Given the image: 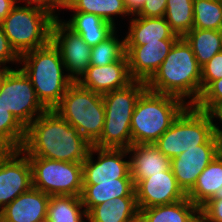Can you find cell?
Instances as JSON below:
<instances>
[{"instance_id":"11","label":"cell","mask_w":222,"mask_h":222,"mask_svg":"<svg viewBox=\"0 0 222 222\" xmlns=\"http://www.w3.org/2000/svg\"><path fill=\"white\" fill-rule=\"evenodd\" d=\"M97 153V160H94ZM127 149L98 148L91 146L87 158L82 162L83 184L116 181V179H132L130 159Z\"/></svg>"},{"instance_id":"34","label":"cell","mask_w":222,"mask_h":222,"mask_svg":"<svg viewBox=\"0 0 222 222\" xmlns=\"http://www.w3.org/2000/svg\"><path fill=\"white\" fill-rule=\"evenodd\" d=\"M222 102V78L213 81L195 103L198 110L207 112L214 104Z\"/></svg>"},{"instance_id":"35","label":"cell","mask_w":222,"mask_h":222,"mask_svg":"<svg viewBox=\"0 0 222 222\" xmlns=\"http://www.w3.org/2000/svg\"><path fill=\"white\" fill-rule=\"evenodd\" d=\"M201 222H222V199H210L200 208Z\"/></svg>"},{"instance_id":"36","label":"cell","mask_w":222,"mask_h":222,"mask_svg":"<svg viewBox=\"0 0 222 222\" xmlns=\"http://www.w3.org/2000/svg\"><path fill=\"white\" fill-rule=\"evenodd\" d=\"M20 61V56L15 52V50L10 45L3 28L0 24V65L6 66V64L12 62L13 64Z\"/></svg>"},{"instance_id":"10","label":"cell","mask_w":222,"mask_h":222,"mask_svg":"<svg viewBox=\"0 0 222 222\" xmlns=\"http://www.w3.org/2000/svg\"><path fill=\"white\" fill-rule=\"evenodd\" d=\"M16 68H11L4 77L0 89V105L27 128L47 109L37 98L31 80L20 68Z\"/></svg>"},{"instance_id":"24","label":"cell","mask_w":222,"mask_h":222,"mask_svg":"<svg viewBox=\"0 0 222 222\" xmlns=\"http://www.w3.org/2000/svg\"><path fill=\"white\" fill-rule=\"evenodd\" d=\"M140 210L136 197H116L94 206L88 213V222H139Z\"/></svg>"},{"instance_id":"33","label":"cell","mask_w":222,"mask_h":222,"mask_svg":"<svg viewBox=\"0 0 222 222\" xmlns=\"http://www.w3.org/2000/svg\"><path fill=\"white\" fill-rule=\"evenodd\" d=\"M222 78V51L201 67V94L215 80Z\"/></svg>"},{"instance_id":"27","label":"cell","mask_w":222,"mask_h":222,"mask_svg":"<svg viewBox=\"0 0 222 222\" xmlns=\"http://www.w3.org/2000/svg\"><path fill=\"white\" fill-rule=\"evenodd\" d=\"M85 219L87 213L80 196H50L47 205L48 222H86Z\"/></svg>"},{"instance_id":"17","label":"cell","mask_w":222,"mask_h":222,"mask_svg":"<svg viewBox=\"0 0 222 222\" xmlns=\"http://www.w3.org/2000/svg\"><path fill=\"white\" fill-rule=\"evenodd\" d=\"M134 80L130 76L128 58L105 66L90 65L77 83L88 90L104 95L127 87Z\"/></svg>"},{"instance_id":"22","label":"cell","mask_w":222,"mask_h":222,"mask_svg":"<svg viewBox=\"0 0 222 222\" xmlns=\"http://www.w3.org/2000/svg\"><path fill=\"white\" fill-rule=\"evenodd\" d=\"M187 198L199 208L210 199H222V151L198 176Z\"/></svg>"},{"instance_id":"29","label":"cell","mask_w":222,"mask_h":222,"mask_svg":"<svg viewBox=\"0 0 222 222\" xmlns=\"http://www.w3.org/2000/svg\"><path fill=\"white\" fill-rule=\"evenodd\" d=\"M25 136L26 128L0 105V153L21 149Z\"/></svg>"},{"instance_id":"23","label":"cell","mask_w":222,"mask_h":222,"mask_svg":"<svg viewBox=\"0 0 222 222\" xmlns=\"http://www.w3.org/2000/svg\"><path fill=\"white\" fill-rule=\"evenodd\" d=\"M139 210V222H201L200 208L187 197L171 204Z\"/></svg>"},{"instance_id":"19","label":"cell","mask_w":222,"mask_h":222,"mask_svg":"<svg viewBox=\"0 0 222 222\" xmlns=\"http://www.w3.org/2000/svg\"><path fill=\"white\" fill-rule=\"evenodd\" d=\"M130 159V173L134 185L143 178H149L170 167V159L154 144H135L127 149Z\"/></svg>"},{"instance_id":"8","label":"cell","mask_w":222,"mask_h":222,"mask_svg":"<svg viewBox=\"0 0 222 222\" xmlns=\"http://www.w3.org/2000/svg\"><path fill=\"white\" fill-rule=\"evenodd\" d=\"M54 20L40 9L16 4L1 26L12 48L21 56L51 42Z\"/></svg>"},{"instance_id":"15","label":"cell","mask_w":222,"mask_h":222,"mask_svg":"<svg viewBox=\"0 0 222 222\" xmlns=\"http://www.w3.org/2000/svg\"><path fill=\"white\" fill-rule=\"evenodd\" d=\"M135 193L139 209L171 204L187 197L170 167L166 171L140 180L135 185Z\"/></svg>"},{"instance_id":"9","label":"cell","mask_w":222,"mask_h":222,"mask_svg":"<svg viewBox=\"0 0 222 222\" xmlns=\"http://www.w3.org/2000/svg\"><path fill=\"white\" fill-rule=\"evenodd\" d=\"M32 186L49 196H80L83 188L82 163L28 157Z\"/></svg>"},{"instance_id":"6","label":"cell","mask_w":222,"mask_h":222,"mask_svg":"<svg viewBox=\"0 0 222 222\" xmlns=\"http://www.w3.org/2000/svg\"><path fill=\"white\" fill-rule=\"evenodd\" d=\"M53 110L90 144L93 145L100 138L105 122V105L101 94L73 82Z\"/></svg>"},{"instance_id":"25","label":"cell","mask_w":222,"mask_h":222,"mask_svg":"<svg viewBox=\"0 0 222 222\" xmlns=\"http://www.w3.org/2000/svg\"><path fill=\"white\" fill-rule=\"evenodd\" d=\"M69 21H62L73 32L94 47L109 37L117 28L101 17L92 13L73 12Z\"/></svg>"},{"instance_id":"7","label":"cell","mask_w":222,"mask_h":222,"mask_svg":"<svg viewBox=\"0 0 222 222\" xmlns=\"http://www.w3.org/2000/svg\"><path fill=\"white\" fill-rule=\"evenodd\" d=\"M201 144H222L214 135L209 115L188 105L154 143L170 160Z\"/></svg>"},{"instance_id":"30","label":"cell","mask_w":222,"mask_h":222,"mask_svg":"<svg viewBox=\"0 0 222 222\" xmlns=\"http://www.w3.org/2000/svg\"><path fill=\"white\" fill-rule=\"evenodd\" d=\"M164 18L179 37L193 29V0H167Z\"/></svg>"},{"instance_id":"43","label":"cell","mask_w":222,"mask_h":222,"mask_svg":"<svg viewBox=\"0 0 222 222\" xmlns=\"http://www.w3.org/2000/svg\"><path fill=\"white\" fill-rule=\"evenodd\" d=\"M55 3L61 8L60 10L67 7L73 0H54Z\"/></svg>"},{"instance_id":"28","label":"cell","mask_w":222,"mask_h":222,"mask_svg":"<svg viewBox=\"0 0 222 222\" xmlns=\"http://www.w3.org/2000/svg\"><path fill=\"white\" fill-rule=\"evenodd\" d=\"M64 9L95 14L113 26H116V16H131L125 7L124 0H73Z\"/></svg>"},{"instance_id":"21","label":"cell","mask_w":222,"mask_h":222,"mask_svg":"<svg viewBox=\"0 0 222 222\" xmlns=\"http://www.w3.org/2000/svg\"><path fill=\"white\" fill-rule=\"evenodd\" d=\"M116 197H136L133 179H116V181L97 182V184H83L80 195L86 213L94 206Z\"/></svg>"},{"instance_id":"4","label":"cell","mask_w":222,"mask_h":222,"mask_svg":"<svg viewBox=\"0 0 222 222\" xmlns=\"http://www.w3.org/2000/svg\"><path fill=\"white\" fill-rule=\"evenodd\" d=\"M187 106L176 96L146 89L131 118L132 145L154 144Z\"/></svg>"},{"instance_id":"2","label":"cell","mask_w":222,"mask_h":222,"mask_svg":"<svg viewBox=\"0 0 222 222\" xmlns=\"http://www.w3.org/2000/svg\"><path fill=\"white\" fill-rule=\"evenodd\" d=\"M146 87L155 93L176 96L188 105H195L199 100L201 66L183 37L176 40L158 70L146 82Z\"/></svg>"},{"instance_id":"37","label":"cell","mask_w":222,"mask_h":222,"mask_svg":"<svg viewBox=\"0 0 222 222\" xmlns=\"http://www.w3.org/2000/svg\"><path fill=\"white\" fill-rule=\"evenodd\" d=\"M167 0H145L141 10L134 16L164 17Z\"/></svg>"},{"instance_id":"3","label":"cell","mask_w":222,"mask_h":222,"mask_svg":"<svg viewBox=\"0 0 222 222\" xmlns=\"http://www.w3.org/2000/svg\"><path fill=\"white\" fill-rule=\"evenodd\" d=\"M19 63H23L20 69L31 80L37 98L47 110H53L59 104L74 82L65 73L60 52L52 42L24 53Z\"/></svg>"},{"instance_id":"20","label":"cell","mask_w":222,"mask_h":222,"mask_svg":"<svg viewBox=\"0 0 222 222\" xmlns=\"http://www.w3.org/2000/svg\"><path fill=\"white\" fill-rule=\"evenodd\" d=\"M131 17L125 36L126 46H142L146 42L179 38L164 17H134V15Z\"/></svg>"},{"instance_id":"38","label":"cell","mask_w":222,"mask_h":222,"mask_svg":"<svg viewBox=\"0 0 222 222\" xmlns=\"http://www.w3.org/2000/svg\"><path fill=\"white\" fill-rule=\"evenodd\" d=\"M14 1L16 4H18L21 1L22 3L25 2V6L40 9L49 14L50 16H52L55 20L59 19L58 14H56V10L60 11L59 10L60 7L55 3L54 0H14Z\"/></svg>"},{"instance_id":"26","label":"cell","mask_w":222,"mask_h":222,"mask_svg":"<svg viewBox=\"0 0 222 222\" xmlns=\"http://www.w3.org/2000/svg\"><path fill=\"white\" fill-rule=\"evenodd\" d=\"M183 38L190 45L198 64L202 67L215 54L221 52L222 30L193 28Z\"/></svg>"},{"instance_id":"31","label":"cell","mask_w":222,"mask_h":222,"mask_svg":"<svg viewBox=\"0 0 222 222\" xmlns=\"http://www.w3.org/2000/svg\"><path fill=\"white\" fill-rule=\"evenodd\" d=\"M193 28L222 30V5L220 0H193Z\"/></svg>"},{"instance_id":"13","label":"cell","mask_w":222,"mask_h":222,"mask_svg":"<svg viewBox=\"0 0 222 222\" xmlns=\"http://www.w3.org/2000/svg\"><path fill=\"white\" fill-rule=\"evenodd\" d=\"M31 187L28 156L21 149L0 153V211Z\"/></svg>"},{"instance_id":"41","label":"cell","mask_w":222,"mask_h":222,"mask_svg":"<svg viewBox=\"0 0 222 222\" xmlns=\"http://www.w3.org/2000/svg\"><path fill=\"white\" fill-rule=\"evenodd\" d=\"M16 5L14 0H0V24Z\"/></svg>"},{"instance_id":"12","label":"cell","mask_w":222,"mask_h":222,"mask_svg":"<svg viewBox=\"0 0 222 222\" xmlns=\"http://www.w3.org/2000/svg\"><path fill=\"white\" fill-rule=\"evenodd\" d=\"M51 42L59 50L67 75L77 82L90 66L91 47L68 28L62 19L52 25Z\"/></svg>"},{"instance_id":"18","label":"cell","mask_w":222,"mask_h":222,"mask_svg":"<svg viewBox=\"0 0 222 222\" xmlns=\"http://www.w3.org/2000/svg\"><path fill=\"white\" fill-rule=\"evenodd\" d=\"M50 196L31 187L0 211V222H41L47 218Z\"/></svg>"},{"instance_id":"39","label":"cell","mask_w":222,"mask_h":222,"mask_svg":"<svg viewBox=\"0 0 222 222\" xmlns=\"http://www.w3.org/2000/svg\"><path fill=\"white\" fill-rule=\"evenodd\" d=\"M206 113L210 117L214 135L222 142V129H220L219 126L214 123V121L219 119L220 123L222 124V102L214 104Z\"/></svg>"},{"instance_id":"16","label":"cell","mask_w":222,"mask_h":222,"mask_svg":"<svg viewBox=\"0 0 222 222\" xmlns=\"http://www.w3.org/2000/svg\"><path fill=\"white\" fill-rule=\"evenodd\" d=\"M176 40L146 42L142 46H126L130 76L135 81L147 82L158 70Z\"/></svg>"},{"instance_id":"32","label":"cell","mask_w":222,"mask_h":222,"mask_svg":"<svg viewBox=\"0 0 222 222\" xmlns=\"http://www.w3.org/2000/svg\"><path fill=\"white\" fill-rule=\"evenodd\" d=\"M115 30L104 41L94 47H91L90 65L105 66L117 62L126 55L125 38L118 39Z\"/></svg>"},{"instance_id":"14","label":"cell","mask_w":222,"mask_h":222,"mask_svg":"<svg viewBox=\"0 0 222 222\" xmlns=\"http://www.w3.org/2000/svg\"><path fill=\"white\" fill-rule=\"evenodd\" d=\"M221 151L222 144H201L170 160L172 173L186 195L195 186L198 176Z\"/></svg>"},{"instance_id":"42","label":"cell","mask_w":222,"mask_h":222,"mask_svg":"<svg viewBox=\"0 0 222 222\" xmlns=\"http://www.w3.org/2000/svg\"><path fill=\"white\" fill-rule=\"evenodd\" d=\"M10 69L11 67H5V66L0 65V89H1V85L4 80V77Z\"/></svg>"},{"instance_id":"5","label":"cell","mask_w":222,"mask_h":222,"mask_svg":"<svg viewBox=\"0 0 222 222\" xmlns=\"http://www.w3.org/2000/svg\"><path fill=\"white\" fill-rule=\"evenodd\" d=\"M147 89L146 82L133 81L127 87L102 95L105 122L98 148L128 149L132 145L131 118L138 98Z\"/></svg>"},{"instance_id":"40","label":"cell","mask_w":222,"mask_h":222,"mask_svg":"<svg viewBox=\"0 0 222 222\" xmlns=\"http://www.w3.org/2000/svg\"><path fill=\"white\" fill-rule=\"evenodd\" d=\"M125 7L131 16L136 15L143 7L145 0H124Z\"/></svg>"},{"instance_id":"1","label":"cell","mask_w":222,"mask_h":222,"mask_svg":"<svg viewBox=\"0 0 222 222\" xmlns=\"http://www.w3.org/2000/svg\"><path fill=\"white\" fill-rule=\"evenodd\" d=\"M91 146L75 127L54 110H47L26 128L21 150L28 157L82 163Z\"/></svg>"}]
</instances>
